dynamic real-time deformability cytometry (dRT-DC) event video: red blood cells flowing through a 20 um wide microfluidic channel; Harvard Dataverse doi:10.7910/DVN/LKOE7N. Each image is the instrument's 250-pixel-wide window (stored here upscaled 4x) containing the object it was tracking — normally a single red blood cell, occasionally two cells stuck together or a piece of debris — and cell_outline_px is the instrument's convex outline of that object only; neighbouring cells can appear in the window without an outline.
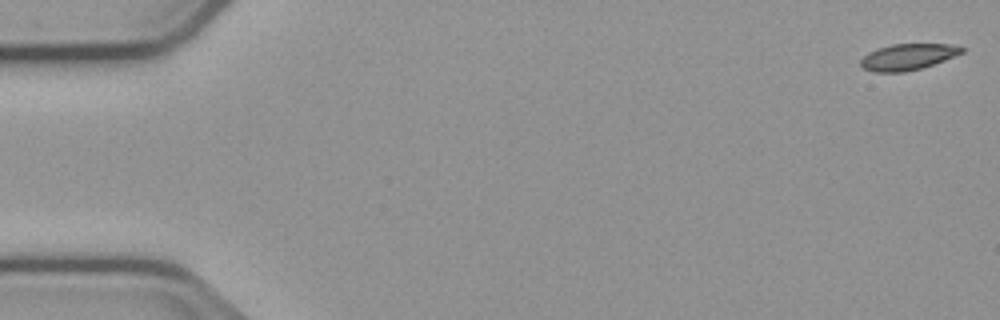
{"species": "common noctule bat (a hibernating species)", "species_latin": "Nyctalus noctula", "temperature_condition": "cold", "stored_images_in_passage": 13, "camera_frame_rate_fps": 3000, "um_per_image_px": 0.085, "animal": {"sex": "male", "body_mass_g": 23.1, "forearm_length_mm": 52.7}, "frame": {"image": 1, "passage_image": 1, "time_ms": 0.0, "image_size_px": [1000, 320], "cell_outline_px": [[964, 52], [944, 60], [920, 68], [904, 72], [872, 72], [864, 68], [860, 64], [860, 60], [868, 52], [892, 44], [948, 44], [964, 48]], "centroid_in_image_um": [77.14, 4.83], "position_along_channel_um": 7.9, "area_um2": 15.2}}